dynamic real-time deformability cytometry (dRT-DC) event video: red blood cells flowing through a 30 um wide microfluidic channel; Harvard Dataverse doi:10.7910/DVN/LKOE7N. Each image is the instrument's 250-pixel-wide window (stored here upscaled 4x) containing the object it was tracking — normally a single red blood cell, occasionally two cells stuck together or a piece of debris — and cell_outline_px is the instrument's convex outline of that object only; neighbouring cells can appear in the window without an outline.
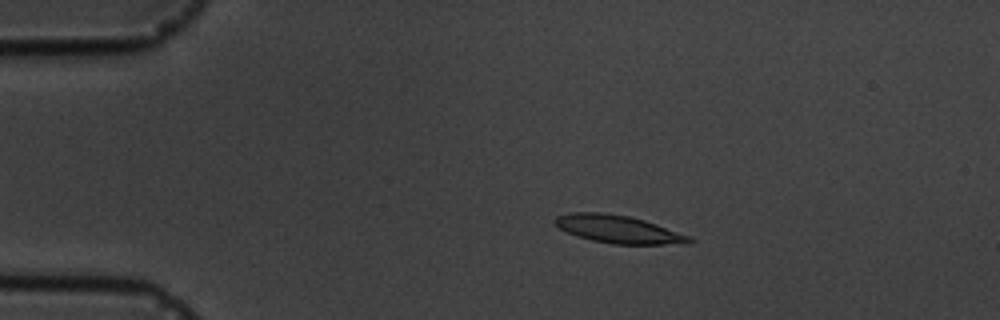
{"species": "common noctule bat (a hibernating species)", "species_latin": "Nyctalus noctula", "temperature_condition": "cold", "stored_images_in_passage": 7, "camera_frame_rate_fps": 3000, "um_per_image_px": 0.085, "animal": {"sex": "male", "body_mass_g": 19.5, "forearm_length_mm": 54.6}, "frame": {"image": 1, "passage_image": 3, "time_ms": 2.333, "image_size_px": [1000, 320], "cell_outline_px": [[696, 240], [688, 244], [612, 244], [592, 240], [576, 236], [560, 228], [552, 220], [556, 216], [568, 212], [600, 212], [628, 216], [644, 220], [656, 224], [688, 236]], "centroid_in_image_um": [52.53, 19.48], "position_along_channel_um": 32.5, "area_um2": 21.68}}
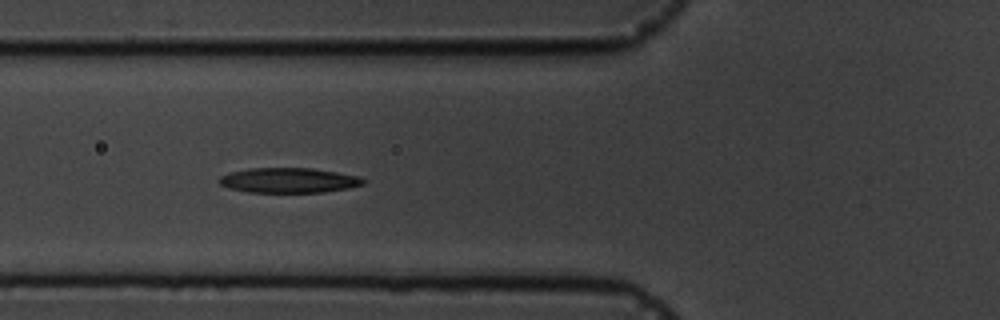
{"frame": {"image": 2, "passage_image": 6, "time_ms": 5.667, "image_size_px": [1000, 320], "cell_outline_px": [[368, 180], [364, 184], [348, 188], [324, 192], [248, 192], [228, 188], [220, 184], [216, 180], [220, 176], [228, 172], [248, 168], [312, 168], [360, 176]], "centroid_in_image_um": [24.53, 15.32], "position_along_channel_um": 101.3, "area_um2": 21.21}}
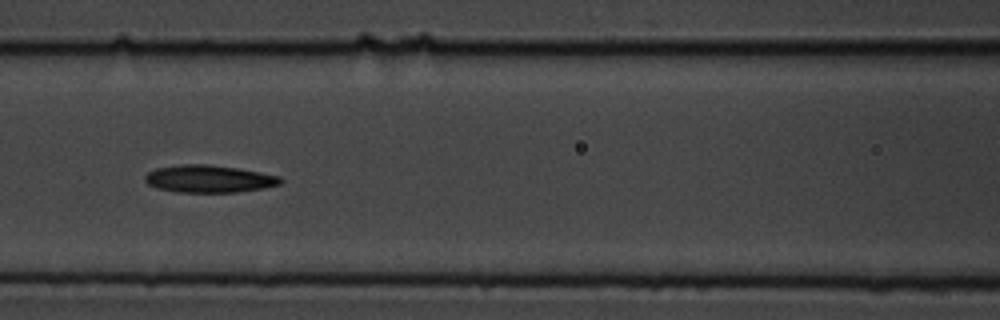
{"frame": {"image": 3, "passage_image": 7, "time_ms": 7.0, "image_size_px": [1000, 320], "cell_outline_px": [[284, 180], [280, 184], [264, 188], [236, 192], [176, 192], [156, 188], [148, 184], [144, 180], [144, 176], [148, 172], [156, 168], [180, 164], [208, 164], [236, 168], [260, 172], [280, 176]], "centroid_in_image_um": [17.75, 15.2], "position_along_channel_um": 148.9, "area_um2": 21.73}}